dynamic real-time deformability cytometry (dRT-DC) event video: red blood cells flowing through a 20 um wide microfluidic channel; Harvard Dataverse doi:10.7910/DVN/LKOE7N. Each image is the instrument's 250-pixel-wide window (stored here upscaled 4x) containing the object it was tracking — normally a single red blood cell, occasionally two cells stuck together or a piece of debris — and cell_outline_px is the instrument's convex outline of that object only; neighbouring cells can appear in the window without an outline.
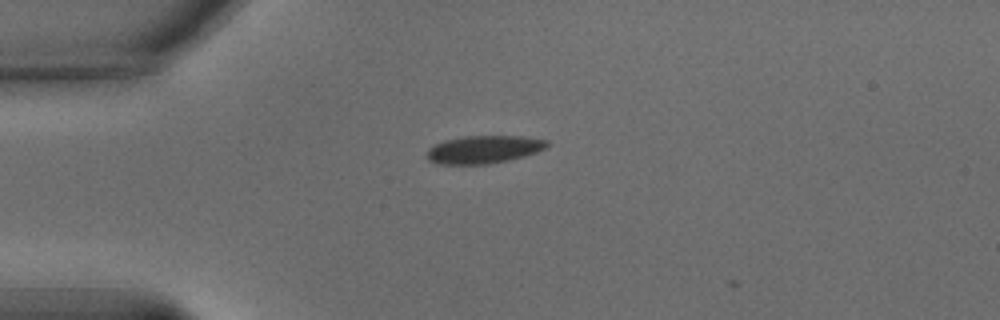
{"species": "common noctule bat (a hibernating species)", "species_latin": "Nyctalus noctula", "temperature_condition": "warm", "stored_images_in_passage": 6, "camera_frame_rate_fps": 3000, "um_per_image_px": 0.085, "animal": {"sex": "male", "body_mass_g": 15.6}, "frame": {"image": 1, "passage_image": 4, "time_ms": 1.0, "image_size_px": [1000, 320], "cell_outline_px": [[548, 144], [544, 148], [536, 152], [524, 156], [508, 160], [484, 164], [440, 164], [428, 160], [428, 148], [444, 140], [464, 136], [524, 136], [548, 140]], "centroid_in_image_um": [41.12, 12.69], "position_along_channel_um": 43.9, "area_um2": 19.31}}